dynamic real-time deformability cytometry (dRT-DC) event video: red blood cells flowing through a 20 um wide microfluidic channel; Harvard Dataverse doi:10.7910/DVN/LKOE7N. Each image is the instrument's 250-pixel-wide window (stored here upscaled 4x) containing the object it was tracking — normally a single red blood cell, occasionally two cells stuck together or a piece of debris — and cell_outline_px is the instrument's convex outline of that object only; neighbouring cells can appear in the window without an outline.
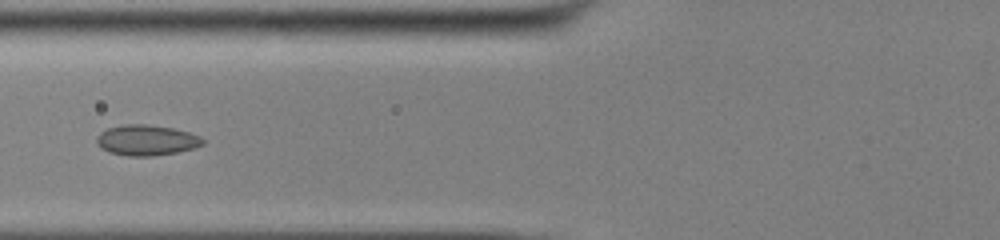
{"species": "common noctule bat (a hibernating species)", "species_latin": "Nyctalus noctula", "temperature_condition": "cold", "stored_images_in_passage": 12, "camera_frame_rate_fps": 3000, "um_per_image_px": 0.085, "animal": {"sex": "male", "body_mass_g": 13.0, "forearm_length_mm": 53.1}, "frame": {"image": 1, "passage_image": 7, "time_ms": 2.0, "image_size_px": [1000, 240], "cell_outline_px": [[204, 144], [192, 148], [176, 152], [152, 156], [128, 156], [108, 152], [100, 148], [96, 144], [96, 136], [100, 132], [108, 128], [124, 124], [148, 124], [172, 128], [188, 132], [200, 136], [204, 140]], "centroid_in_image_um": [12.4, 11.91], "position_along_channel_um": 113.4, "area_um2": 18.96}}